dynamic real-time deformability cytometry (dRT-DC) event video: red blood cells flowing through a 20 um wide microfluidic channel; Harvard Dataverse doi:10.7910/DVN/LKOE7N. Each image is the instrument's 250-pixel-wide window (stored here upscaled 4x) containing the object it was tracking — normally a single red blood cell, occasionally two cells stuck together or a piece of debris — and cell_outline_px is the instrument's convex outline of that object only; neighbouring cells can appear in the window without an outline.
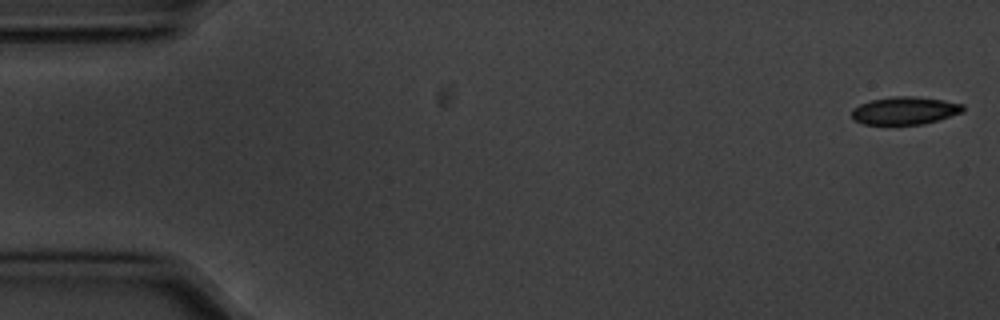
{"species": "common noctule bat (a hibernating species)", "species_latin": "Nyctalus noctula", "temperature_condition": "cold", "stored_images_in_passage": 55, "camera_frame_rate_fps": 3000, "um_per_image_px": 0.085, "animal": {"sex": "male", "body_mass_g": 20.1, "forearm_length_mm": 53.5}, "frame": {"image": 1, "passage_image": 1, "time_ms": 0.0, "image_size_px": [1000, 320], "cell_outline_px": [[964, 112], [936, 120], [920, 124], [864, 124], [852, 120], [852, 108], [860, 104], [872, 100], [892, 96], [912, 96], [944, 100], [964, 104]], "centroid_in_image_um": [76.9, 9.39], "position_along_channel_um": 8.1, "area_um2": 17.92}}
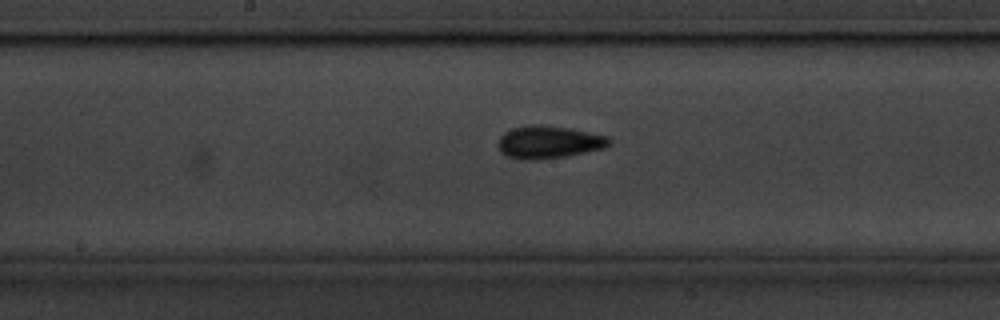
{"frame": {"image": 2, "passage_image": 28, "time_ms": 9.0, "image_size_px": [1000, 320], "cell_outline_px": [[612, 144], [604, 148], [568, 156], [532, 160], [508, 156], [500, 152], [496, 144], [500, 136], [504, 132], [512, 128], [532, 124], [536, 124], [568, 128], [608, 136], [612, 140]], "centroid_in_image_um": [46.65, 12.07], "position_along_channel_um": 201.6, "area_um2": 21.15}}
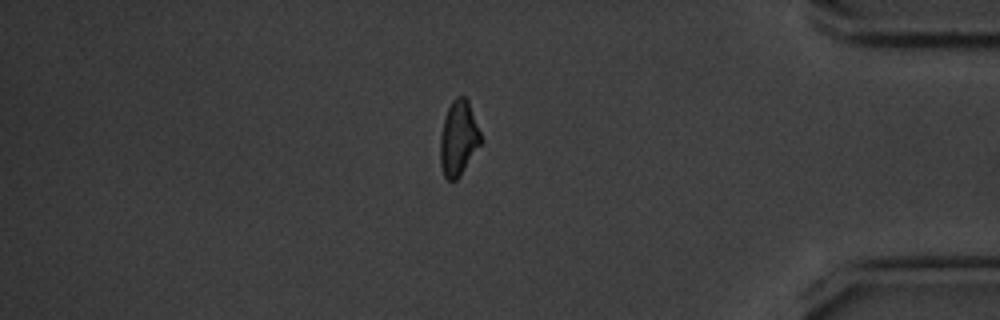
{"frame": {"image": 3, "passage_image": 47, "time_ms": 15.333, "image_size_px": [1000, 320], "cell_outline_px": [[480, 144], [460, 176], [456, 180], [448, 180], [444, 176], [440, 164], [440, 136], [444, 120], [448, 108], [452, 100], [456, 96], [464, 96], [468, 100], [480, 132]], "centroid_in_image_um": [38.95, 11.75], "position_along_channel_um": 396.3, "area_um2": 17.46}, "authors_computed_cell_mechanics": {"area_um2": 18.6694, "velocity_mm_per_s": 3.5791, "shape_relaxation_time_tau1_ms": 3.0149, "shape_relaxation_time_tau2_ms": 6.2338, "deformation_change_tau1": 0.1119, "deformation_change_tau2": 0.1152}}